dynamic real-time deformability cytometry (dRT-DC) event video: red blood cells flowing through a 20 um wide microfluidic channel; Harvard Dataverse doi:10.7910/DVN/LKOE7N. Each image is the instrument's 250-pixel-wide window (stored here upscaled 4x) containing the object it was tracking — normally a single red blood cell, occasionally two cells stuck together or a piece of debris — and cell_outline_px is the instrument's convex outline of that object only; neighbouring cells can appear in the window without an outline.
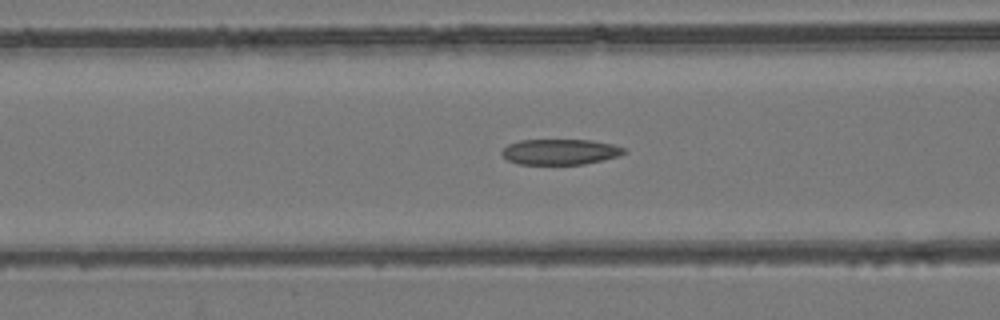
{"species": "common noctule bat (a hibernating species)", "species_latin": "Nyctalus noctula", "temperature_condition": "room temperature", "stored_images_in_passage": 54, "camera_frame_rate_fps": 3000, "um_per_image_px": 0.085, "animal": {"sex": "female", "body_mass_g": 24.6, "forearm_length_mm": 56.2}, "frame": {"image": 1, "passage_image": 22, "time_ms": 7.0, "image_size_px": [1000, 320], "cell_outline_px": [[628, 152], [620, 156], [604, 160], [584, 164], [516, 164], [508, 160], [500, 152], [508, 144], [520, 140], [592, 140], [612, 144], [628, 148]], "centroid_in_image_um": [47.67, 12.9], "position_along_channel_um": 118.9, "area_um2": 18.44}}
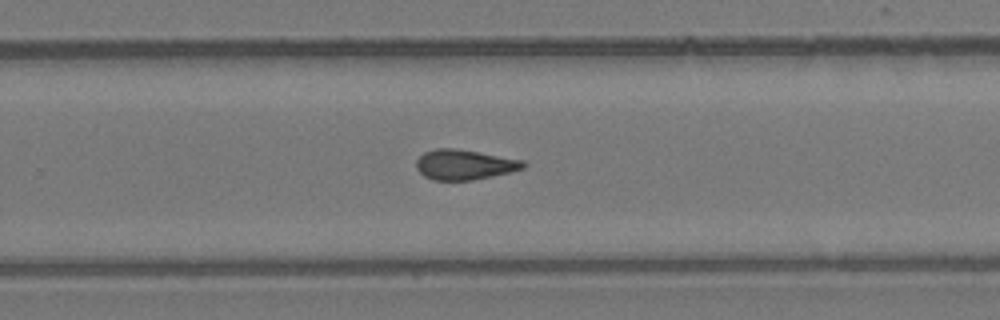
{"frame": {"image": 2, "passage_image": 35, "time_ms": 11.333, "image_size_px": [1000, 320], "cell_outline_px": [[528, 164], [524, 168], [512, 172], [472, 180], [432, 180], [424, 176], [416, 168], [416, 160], [424, 152], [436, 148], [456, 148], [524, 160]], "centroid_in_image_um": [39.49, 13.99], "position_along_channel_um": 290.3, "area_um2": 18.9}}
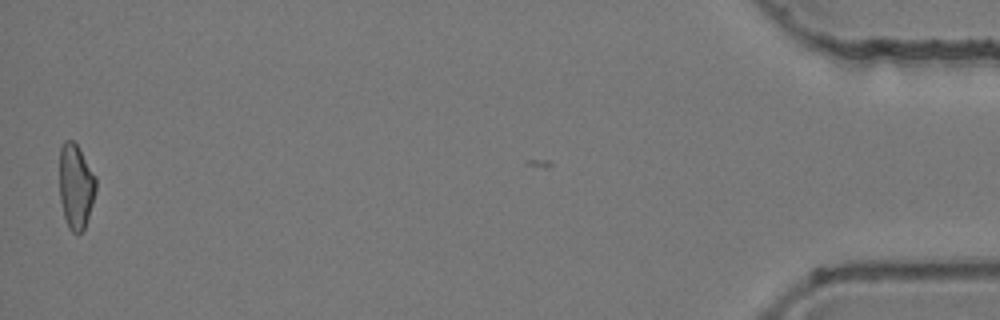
{"frame": {"image": 3, "passage_image": 53, "time_ms": 17.333, "image_size_px": [1000, 320], "cell_outline_px": [[96, 192], [84, 228], [76, 236], [68, 228], [64, 216], [60, 200], [60, 148], [64, 140], [72, 140], [76, 144], [96, 176]], "centroid_in_image_um": [6.44, 15.85], "position_along_channel_um": 428.8, "area_um2": 17.98}, "authors_computed_cell_mechanics": {"area_um2": 18.9295, "velocity_mm_per_s": 3.9609, "shape_relaxation_time_tau1_ms": null, "shape_relaxation_time_tau2_ms": 2.3704, "deformation_change_tau1": null, "deformation_change_tau2": 0.0995}}